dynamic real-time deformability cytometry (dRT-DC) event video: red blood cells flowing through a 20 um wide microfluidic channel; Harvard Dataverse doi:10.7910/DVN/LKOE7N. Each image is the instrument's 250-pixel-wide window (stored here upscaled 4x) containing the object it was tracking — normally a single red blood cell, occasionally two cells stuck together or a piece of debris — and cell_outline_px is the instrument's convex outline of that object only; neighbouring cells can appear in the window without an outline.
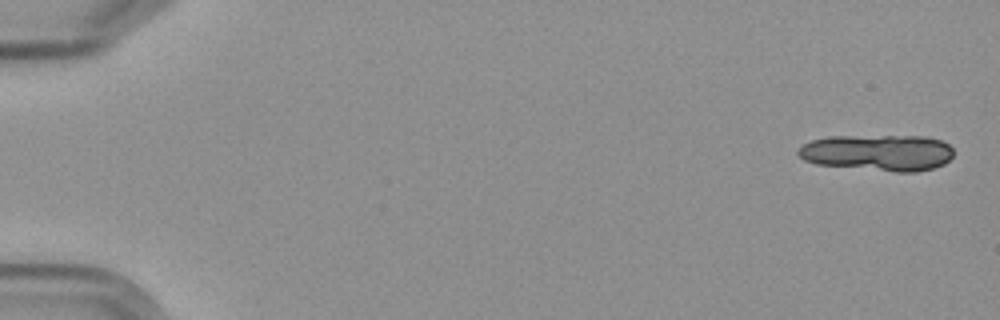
{"species": "Egyptian fruit bat (a non-hibernating species)", "species_latin": "Rousettus aegyptiacus", "temperature_condition": "cold", "stored_images_in_passage": 9, "camera_frame_rate_fps": 3000, "um_per_image_px": 0.085, "frame": {"image": 1, "passage_image": 1, "time_ms": 0.0, "image_size_px": [1000, 320], "cell_outline_px": [[952, 156], [944, 164], [932, 168], [916, 172], [896, 172], [816, 164], [804, 160], [796, 152], [804, 144], [812, 140], [828, 136], [924, 136], [940, 140], [948, 144], [952, 148]], "centroid_in_image_um": [74.62, 12.97], "position_along_channel_um": 10.4, "area_um2": 32.89}}